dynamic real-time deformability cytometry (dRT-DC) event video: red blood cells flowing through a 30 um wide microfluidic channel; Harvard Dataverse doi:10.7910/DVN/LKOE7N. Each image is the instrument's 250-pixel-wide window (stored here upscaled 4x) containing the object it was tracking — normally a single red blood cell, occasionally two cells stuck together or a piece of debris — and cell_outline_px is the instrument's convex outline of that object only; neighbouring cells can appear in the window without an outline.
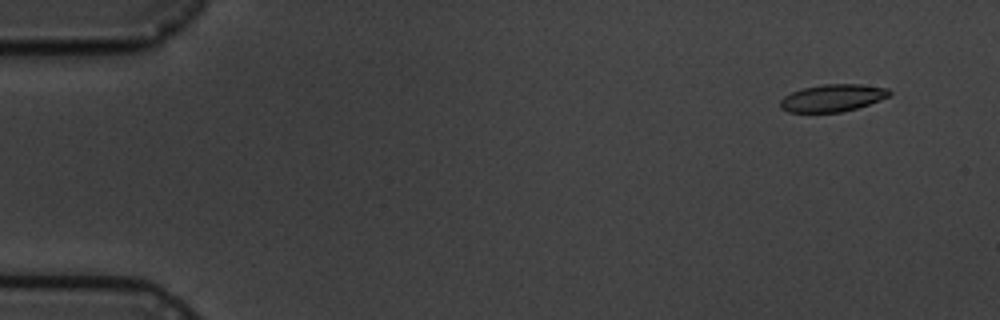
{"species": "common noctule bat (a hibernating species)", "species_latin": "Nyctalus noctula", "temperature_condition": "cold", "stored_images_in_passage": 5, "camera_frame_rate_fps": 3000, "um_per_image_px": 0.085, "animal": {"sex": "male", "body_mass_g": 19.5, "forearm_length_mm": 54.6}, "frame": {"image": 1, "passage_image": 2, "time_ms": 1.333, "image_size_px": [1000, 320], "cell_outline_px": [[892, 92], [888, 96], [880, 100], [856, 108], [840, 112], [788, 112], [780, 108], [780, 100], [784, 96], [792, 92], [804, 88], [820, 84], [860, 84], [888, 88]], "centroid_in_image_um": [70.75, 8.32], "position_along_channel_um": 14.2, "area_um2": 17.28}}